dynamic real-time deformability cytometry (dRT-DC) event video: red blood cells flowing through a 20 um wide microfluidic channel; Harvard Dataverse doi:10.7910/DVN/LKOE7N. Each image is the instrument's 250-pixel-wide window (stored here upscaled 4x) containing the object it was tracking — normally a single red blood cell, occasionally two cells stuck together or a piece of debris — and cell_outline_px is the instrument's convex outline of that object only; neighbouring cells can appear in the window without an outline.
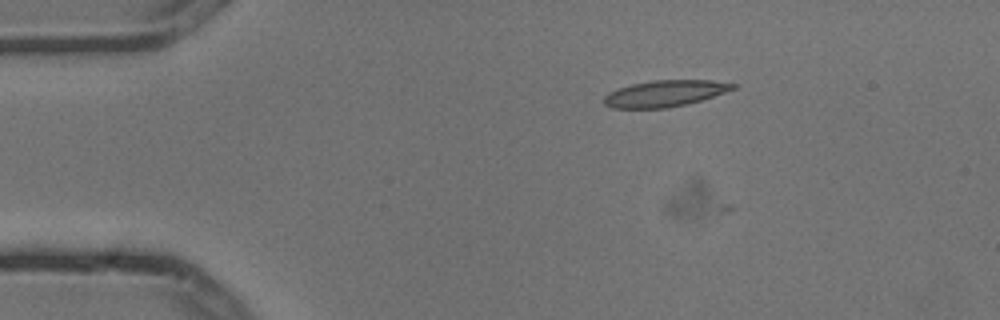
{"species": "common noctule bat (a hibernating species)", "species_latin": "Nyctalus noctula", "temperature_condition": "cold", "stored_images_in_passage": 3, "camera_frame_rate_fps": 3000, "um_per_image_px": 0.085, "animal": {"sex": "male", "body_mass_g": 13.3}, "frame": {"image": 1, "passage_image": 1, "time_ms": 0.0, "image_size_px": [1000, 320], "cell_outline_px": [[736, 88], [700, 100], [668, 108], [612, 108], [604, 104], [604, 96], [608, 92], [632, 84], [652, 80], [712, 80], [736, 84]], "centroid_in_image_um": [56.48, 7.94], "position_along_channel_um": 28.5, "area_um2": 19.59}}